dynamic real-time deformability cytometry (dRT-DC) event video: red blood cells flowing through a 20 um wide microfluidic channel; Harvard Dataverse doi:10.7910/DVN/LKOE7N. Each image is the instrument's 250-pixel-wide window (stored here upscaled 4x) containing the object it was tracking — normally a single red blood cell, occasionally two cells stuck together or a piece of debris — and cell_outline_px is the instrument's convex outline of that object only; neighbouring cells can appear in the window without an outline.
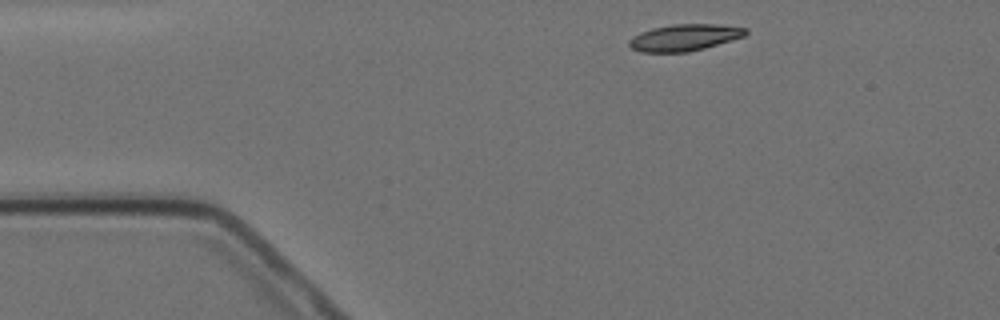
{"species": "Egyptian fruit bat (a non-hibernating species)", "species_latin": "Rousettus aegyptiacus", "temperature_condition": "cold", "stored_images_in_passage": 3, "camera_frame_rate_fps": 3000, "um_per_image_px": 0.085, "animal": {"sex": "female"}, "frame": {"image": 1, "passage_image": 1, "time_ms": 0.0, "image_size_px": [1000, 320], "cell_outline_px": [[748, 32], [744, 36], [704, 48], [688, 52], [640, 52], [632, 48], [628, 44], [628, 40], [640, 32], [652, 28], [672, 24], [716, 24], [748, 28]], "centroid_in_image_um": [58.16, 3.18], "position_along_channel_um": 26.8, "area_um2": 18.03}}
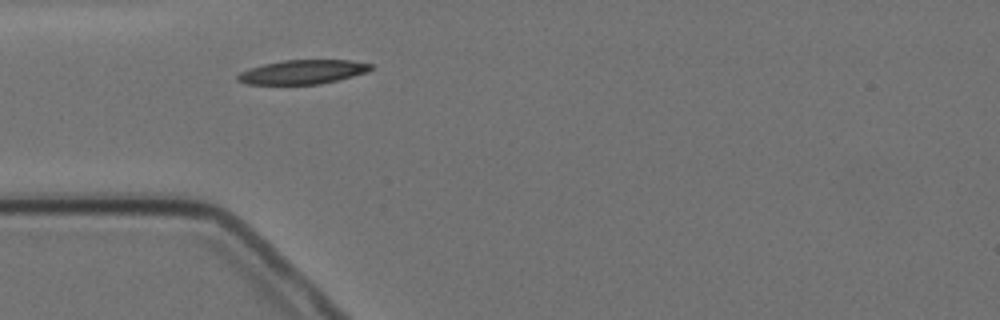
{"frame": {"image": 2, "passage_image": 3, "time_ms": 2.333, "image_size_px": [1000, 320], "cell_outline_px": [[372, 68], [368, 72], [320, 84], [248, 84], [236, 80], [236, 76], [240, 72], [248, 68], [264, 64], [284, 60], [352, 60], [372, 64]], "centroid_in_image_um": [25.71, 6.11], "position_along_channel_um": 59.3, "area_um2": 18.67}}